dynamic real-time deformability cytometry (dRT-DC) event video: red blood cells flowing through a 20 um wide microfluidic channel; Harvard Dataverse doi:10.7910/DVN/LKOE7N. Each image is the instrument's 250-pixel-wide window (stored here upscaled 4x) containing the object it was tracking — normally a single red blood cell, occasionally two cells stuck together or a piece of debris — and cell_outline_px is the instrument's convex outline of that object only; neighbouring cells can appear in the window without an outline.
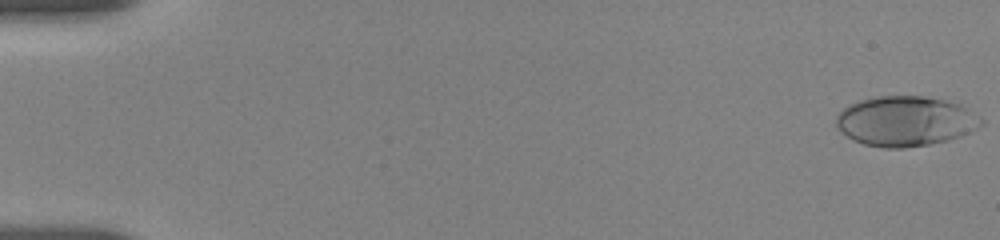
{"species": "human", "species_latin": "Homo sapiens", "temperature_condition": "room temperature", "stored_images_in_passage": 15, "camera_frame_rate_fps": 3000, "um_per_image_px": 0.085, "donor": {"sex": "female"}, "frame": {"image": 1, "passage_image": 1, "time_ms": 0.0, "image_size_px": [1000, 240], "cell_outline_px": [[984, 124], [960, 136], [948, 140], [928, 144], [904, 148], [884, 148], [864, 144], [852, 140], [840, 132], [836, 124], [836, 116], [844, 108], [860, 100], [876, 96], [924, 96], [944, 100], [960, 104], [980, 116], [984, 120]], "centroid_in_image_um": [76.96, 10.3], "position_along_channel_um": 8.0, "area_um2": 42.25}}
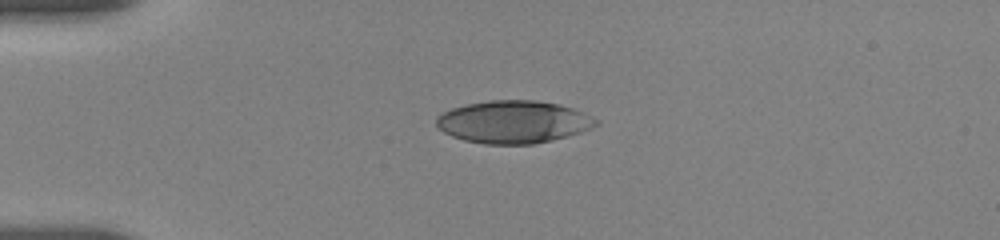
{"frame": {"image": 2, "passage_image": 12, "time_ms": 4.333, "image_size_px": [1000, 240], "cell_outline_px": [[600, 124], [580, 132], [568, 136], [552, 140], [532, 144], [484, 144], [464, 140], [452, 136], [444, 132], [436, 124], [436, 116], [452, 108], [468, 104], [488, 100], [536, 100], [560, 104], [572, 108], [600, 120]], "centroid_in_image_um": [43.65, 10.36], "position_along_channel_um": 41.3, "area_um2": 39.59}}
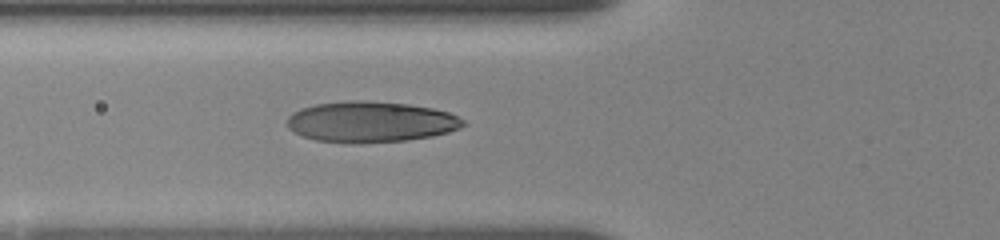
{"frame": {"image": 3, "passage_image": 15, "time_ms": 6.667, "image_size_px": [1000, 240], "cell_outline_px": [[468, 124], [460, 128], [448, 132], [432, 136], [404, 140], [360, 144], [352, 144], [316, 140], [304, 136], [288, 128], [288, 116], [292, 112], [300, 108], [316, 104], [356, 100], [408, 104], [432, 108], [448, 112], [464, 120]], "centroid_in_image_um": [31.51, 10.37], "position_along_channel_um": 94.3, "area_um2": 41.85}}